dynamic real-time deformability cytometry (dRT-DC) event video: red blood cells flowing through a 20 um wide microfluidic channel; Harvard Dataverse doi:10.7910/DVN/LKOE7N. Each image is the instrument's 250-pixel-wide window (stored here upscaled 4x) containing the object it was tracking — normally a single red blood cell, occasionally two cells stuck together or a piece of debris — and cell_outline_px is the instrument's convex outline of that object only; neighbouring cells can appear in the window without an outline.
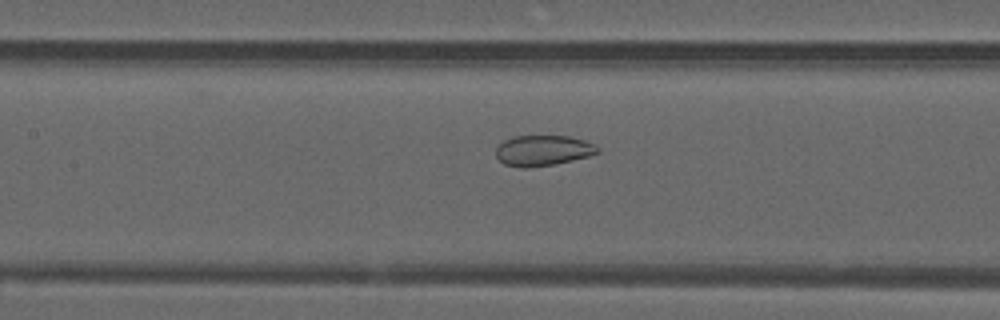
{"species": "common noctule bat (a hibernating species)", "species_latin": "Nyctalus noctula", "temperature_condition": "warm", "stored_images_in_passage": 47, "camera_frame_rate_fps": 3000, "um_per_image_px": 0.085, "animal": {"sex": "male", "forearm_length_mm": 52.5}, "frame": {"image": 1, "passage_image": 22, "time_ms": 7.0, "image_size_px": [1000, 320], "cell_outline_px": [[600, 152], [588, 156], [572, 160], [552, 164], [528, 168], [520, 168], [504, 164], [496, 156], [496, 148], [504, 140], [512, 136], [568, 136], [584, 140], [596, 144], [600, 148]], "centroid_in_image_um": [46.16, 12.79], "position_along_channel_um": 161.2, "area_um2": 18.15}}
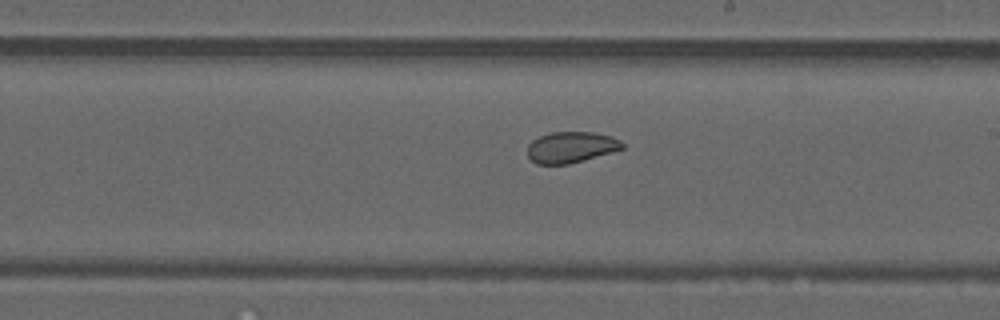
{"frame": {"image": 2, "passage_image": 28, "time_ms": 9.0, "image_size_px": [1000, 320], "cell_outline_px": [[624, 148], [568, 164], [536, 164], [528, 156], [528, 144], [532, 140], [540, 136], [552, 132], [592, 132], [612, 136], [620, 140], [624, 144]], "centroid_in_image_um": [48.52, 12.5], "position_along_channel_um": 240.5, "area_um2": 16.99}}
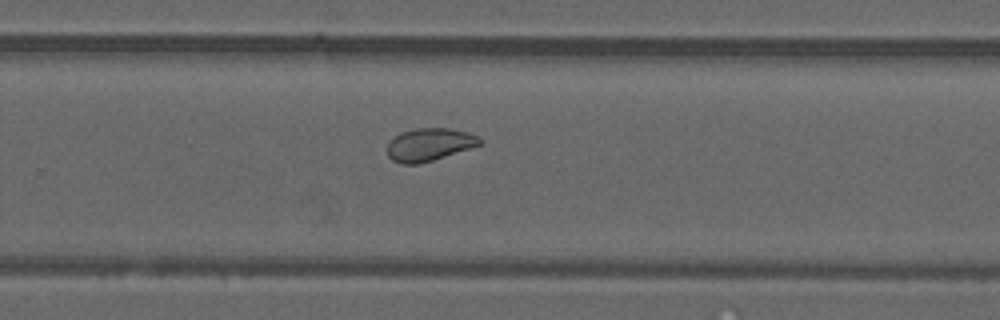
{"frame": {"image": 3, "passage_image": 32, "time_ms": 10.333, "image_size_px": [1000, 320], "cell_outline_px": [[484, 144], [420, 164], [400, 164], [392, 160], [388, 156], [388, 144], [400, 132], [416, 128], [448, 128], [468, 132], [484, 140]], "centroid_in_image_um": [36.53, 12.29], "position_along_channel_um": 293.3, "area_um2": 17.74}}